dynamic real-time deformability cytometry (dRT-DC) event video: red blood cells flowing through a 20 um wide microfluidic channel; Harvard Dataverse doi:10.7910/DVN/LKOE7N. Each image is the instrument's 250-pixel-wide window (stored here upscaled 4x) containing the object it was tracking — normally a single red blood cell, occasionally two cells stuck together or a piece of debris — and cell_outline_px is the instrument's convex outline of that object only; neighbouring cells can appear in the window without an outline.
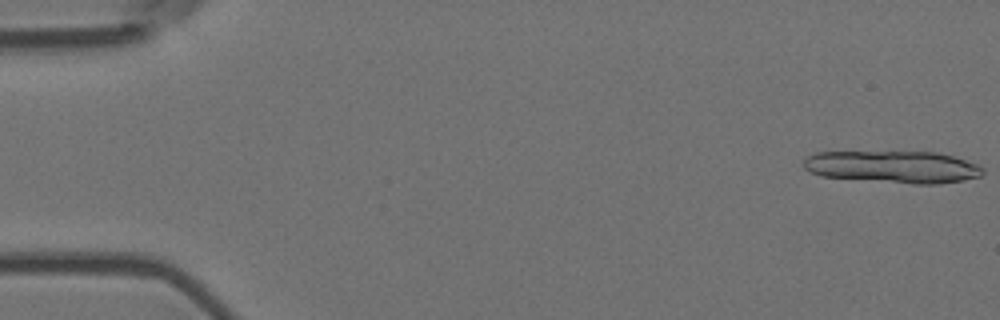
{"species": "Egyptian fruit bat (a non-hibernating species)", "species_latin": "Rousettus aegyptiacus", "temperature_condition": "room temperature", "stored_images_in_passage": 14, "camera_frame_rate_fps": 3000, "um_per_image_px": 0.085, "animal": {"sex": "female"}, "frame": {"image": 1, "passage_image": 1, "time_ms": 0.0, "image_size_px": [1000, 320], "cell_outline_px": [[984, 172], [980, 176], [964, 180], [936, 184], [912, 184], [820, 176], [804, 168], [804, 160], [808, 156], [816, 152], [936, 152], [952, 156], [976, 164], [984, 168]], "centroid_in_image_um": [75.91, 14.19], "position_along_channel_um": 9.1, "area_um2": 33.47}}